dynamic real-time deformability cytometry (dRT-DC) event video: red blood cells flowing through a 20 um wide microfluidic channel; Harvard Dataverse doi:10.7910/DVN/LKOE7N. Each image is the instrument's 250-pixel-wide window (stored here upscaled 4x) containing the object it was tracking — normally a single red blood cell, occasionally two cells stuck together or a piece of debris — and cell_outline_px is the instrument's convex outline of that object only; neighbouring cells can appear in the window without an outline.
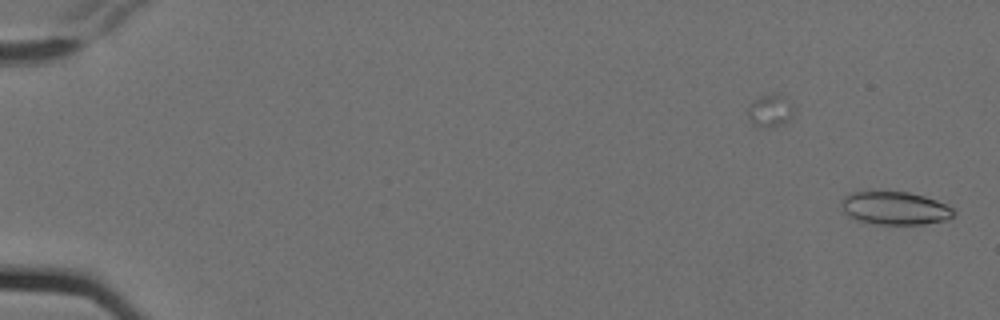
{"species": "Egyptian fruit bat (a non-hibernating species)", "species_latin": "Rousettus aegyptiacus", "temperature_condition": "cold", "stored_images_in_passage": 2, "camera_frame_rate_fps": 3000, "um_per_image_px": 0.085, "animal": {"sex": "female"}, "frame": {"image": 1, "passage_image": 2, "time_ms": 0.333, "image_size_px": [1000, 320], "cell_outline_px": [[956, 216], [948, 220], [924, 224], [876, 224], [856, 220], [844, 212], [840, 204], [840, 200], [844, 196], [852, 192], [908, 192], [924, 196], [936, 200], [956, 208]], "centroid_in_image_um": [76.12, 17.7], "position_along_channel_um": 8.9, "area_um2": 21.91}}